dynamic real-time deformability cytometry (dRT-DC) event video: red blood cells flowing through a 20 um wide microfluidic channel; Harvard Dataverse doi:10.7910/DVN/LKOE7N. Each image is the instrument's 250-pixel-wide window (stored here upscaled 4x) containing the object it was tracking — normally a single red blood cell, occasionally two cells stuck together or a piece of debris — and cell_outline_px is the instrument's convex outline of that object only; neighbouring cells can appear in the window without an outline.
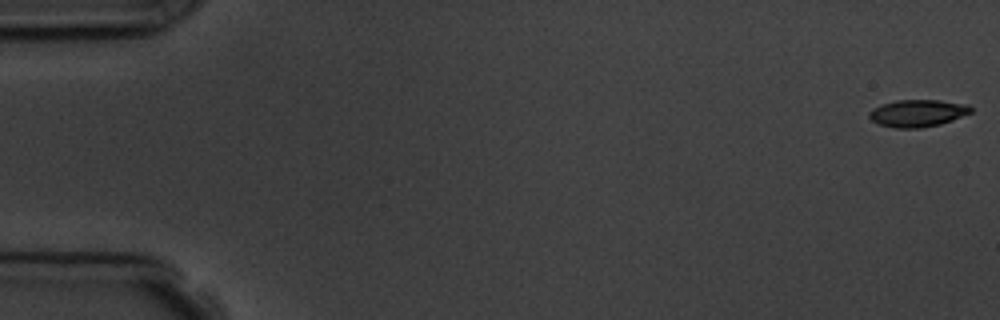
{"species": "common noctule bat (a hibernating species)", "species_latin": "Nyctalus noctula", "temperature_condition": "room temperature", "stored_images_in_passage": 7, "camera_frame_rate_fps": 3000, "um_per_image_px": 0.085, "animal": {"sex": "male", "body_mass_g": 19.5, "forearm_length_mm": 54.6}, "frame": {"image": 1, "passage_image": 1, "time_ms": 0.0, "image_size_px": [1000, 320], "cell_outline_px": [[972, 112], [952, 120], [940, 124], [920, 128], [892, 128], [880, 124], [872, 120], [868, 116], [868, 112], [872, 108], [880, 104], [896, 100], [940, 100], [968, 104], [972, 108]], "centroid_in_image_um": [77.98, 9.61], "position_along_channel_um": 7.0, "area_um2": 16.24}}
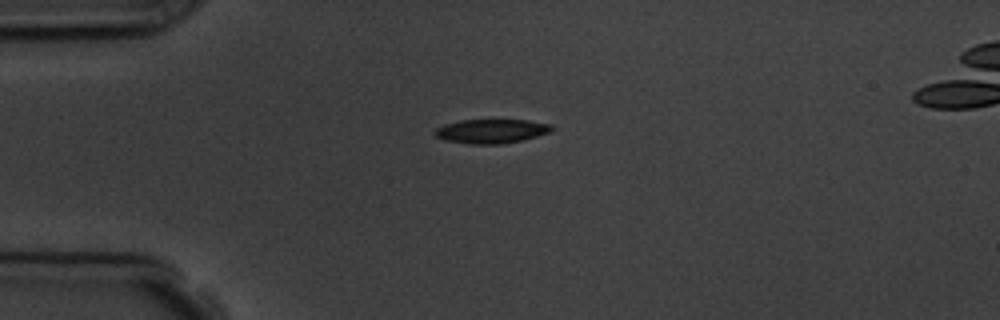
{"frame": {"image": 2, "passage_image": 4, "time_ms": 4.333, "image_size_px": [1000, 320], "cell_outline_px": [[556, 128], [548, 132], [524, 140], [504, 144], [468, 144], [444, 140], [436, 136], [436, 128], [444, 124], [460, 120], [528, 120], [552, 124]], "centroid_in_image_um": [41.79, 11.15], "position_along_channel_um": 43.2, "area_um2": 16.53}}